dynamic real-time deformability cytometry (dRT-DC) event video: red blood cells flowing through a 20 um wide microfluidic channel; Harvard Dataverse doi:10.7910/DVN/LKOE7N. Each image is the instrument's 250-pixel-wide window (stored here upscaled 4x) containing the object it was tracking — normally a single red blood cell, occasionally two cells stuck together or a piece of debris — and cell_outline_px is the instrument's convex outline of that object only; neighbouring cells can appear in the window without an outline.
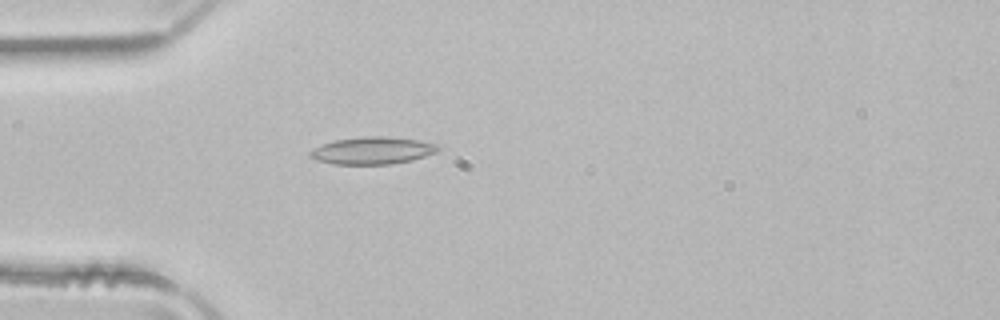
{"species": "common noctule bat (a hibernating species)", "species_latin": "Nyctalus noctula", "temperature_condition": "room temperature", "stored_images_in_passage": 51, "camera_frame_rate_fps": 3000, "um_per_image_px": 0.085, "animal": {"sex": "male", "body_mass_g": 21.5, "forearm_length_mm": 52.0}, "frame": {"image": 1, "passage_image": 15, "time_ms": 4.667, "image_size_px": [1000, 320], "cell_outline_px": [[440, 148], [436, 152], [412, 160], [392, 164], [332, 164], [316, 160], [308, 156], [308, 152], [324, 144], [336, 140], [364, 136], [384, 136], [416, 140], [440, 144]], "centroid_in_image_um": [31.67, 12.8], "position_along_channel_um": 53.3, "area_um2": 20.23}}
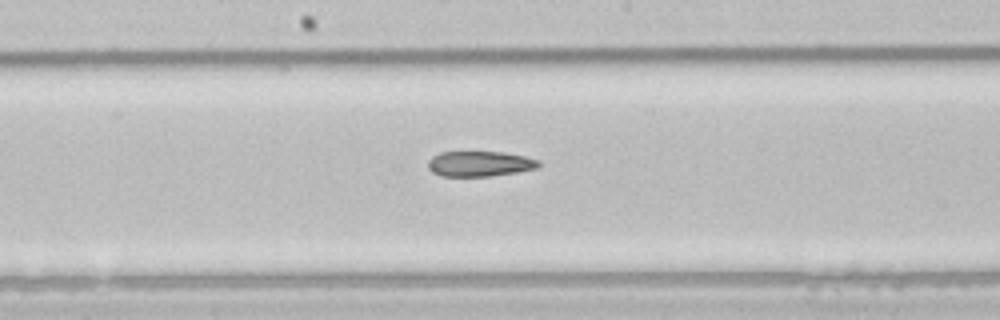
{"frame": {"image": 2, "passage_image": 27, "time_ms": 8.667, "image_size_px": [1000, 320], "cell_outline_px": [[540, 164], [536, 168], [516, 172], [488, 176], [440, 176], [432, 172], [428, 168], [428, 160], [432, 156], [440, 152], [504, 152], [524, 156], [540, 160]], "centroid_in_image_um": [40.75, 13.92], "position_along_channel_um": 207.5, "area_um2": 16.3}}
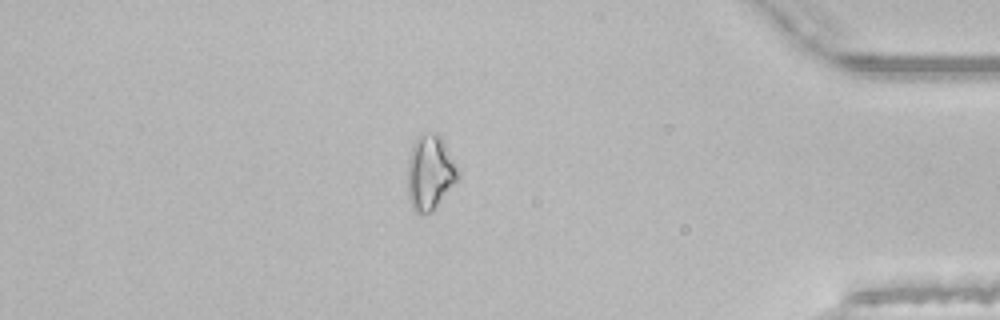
{"frame": {"image": 3, "passage_image": 44, "time_ms": 14.333, "image_size_px": [1000, 320], "cell_outline_px": [[460, 176], [432, 212], [416, 212], [412, 208], [408, 196], [408, 160], [412, 144], [420, 132], [436, 132], [440, 136], [460, 172]], "centroid_in_image_um": [36.53, 14.63], "position_along_channel_um": 398.7, "area_um2": 21.91}, "authors_computed_cell_mechanics": {"area_um2": 19.5364, "velocity_mm_per_s": 4.0292, "shape_relaxation_time_tau1_ms": null, "shape_relaxation_time_tau2_ms": 8.4543, "deformation_change_tau1": null, "deformation_change_tau2": 0.194}}